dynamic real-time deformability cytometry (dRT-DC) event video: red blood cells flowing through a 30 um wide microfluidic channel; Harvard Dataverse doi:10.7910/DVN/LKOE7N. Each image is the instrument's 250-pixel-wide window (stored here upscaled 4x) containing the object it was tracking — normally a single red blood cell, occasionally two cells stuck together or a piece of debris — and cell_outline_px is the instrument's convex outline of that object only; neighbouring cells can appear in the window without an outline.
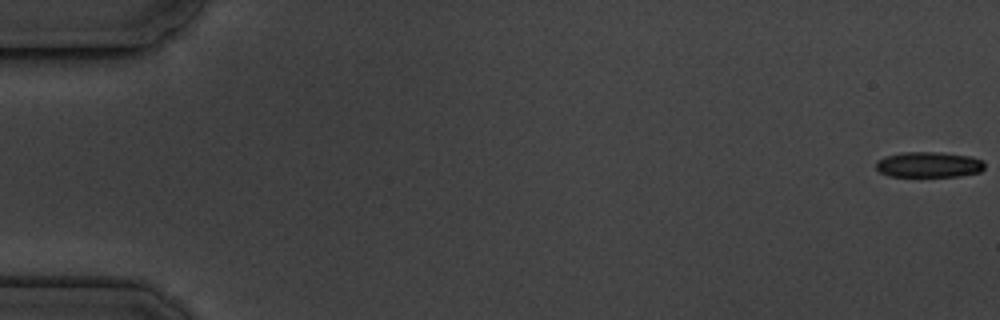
{"species": "common noctule bat (a hibernating species)", "species_latin": "Nyctalus noctula", "temperature_condition": "cold", "stored_images_in_passage": 6, "camera_frame_rate_fps": 3000, "um_per_image_px": 0.085, "animal": {"sex": "male", "body_mass_g": 19.5, "forearm_length_mm": 54.6}, "frame": {"image": 1, "passage_image": 1, "time_ms": 0.0, "image_size_px": [1000, 320], "cell_outline_px": [[984, 168], [980, 172], [960, 176], [888, 176], [880, 172], [876, 168], [876, 160], [884, 156], [900, 152], [940, 152], [968, 156], [980, 160], [984, 164]], "centroid_in_image_um": [78.89, 13.99], "position_along_channel_um": 6.1, "area_um2": 16.18}}
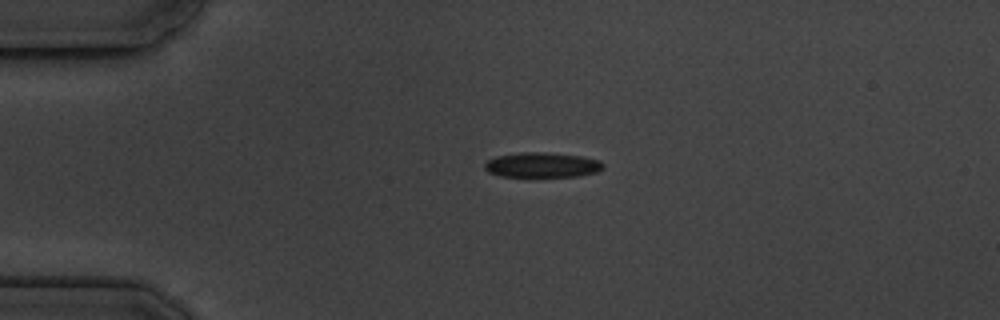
{"frame": {"image": 2, "passage_image": 5, "time_ms": 4.333, "image_size_px": [1000, 320], "cell_outline_px": [[604, 168], [596, 172], [580, 176], [500, 176], [488, 172], [484, 168], [484, 164], [488, 160], [496, 156], [520, 152], [544, 152], [580, 156], [600, 160], [604, 164]], "centroid_in_image_um": [46.08, 14.01], "position_along_channel_um": 38.9, "area_um2": 17.22}}